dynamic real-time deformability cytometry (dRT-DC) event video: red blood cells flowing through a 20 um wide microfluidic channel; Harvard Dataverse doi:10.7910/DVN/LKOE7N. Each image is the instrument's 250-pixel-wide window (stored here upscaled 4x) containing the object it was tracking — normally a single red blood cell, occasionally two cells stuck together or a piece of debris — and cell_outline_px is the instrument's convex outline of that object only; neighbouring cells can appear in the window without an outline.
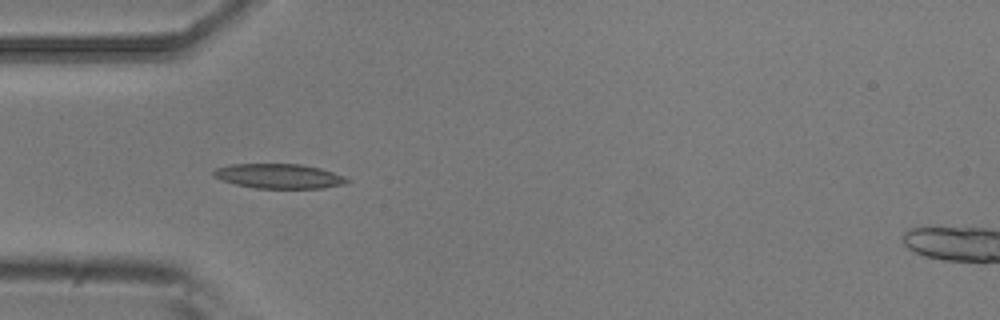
{"species": "common noctule bat (a hibernating species)", "species_latin": "Nyctalus noctula", "temperature_condition": "room temperature", "stored_images_in_passage": 5, "camera_frame_rate_fps": 3000, "um_per_image_px": 0.085, "animal": {"sex": "male", "body_mass_g": 20.5, "forearm_length_mm": 52.5}, "frame": {"image": 1, "passage_image": 4, "time_ms": 1.0, "image_size_px": [1000, 320], "cell_outline_px": [[352, 180], [344, 184], [324, 188], [256, 188], [236, 184], [212, 176], [212, 172], [216, 168], [232, 164], [300, 164], [320, 168], [344, 176]], "centroid_in_image_um": [23.73, 14.97], "position_along_channel_um": 61.3, "area_um2": 19.07}}
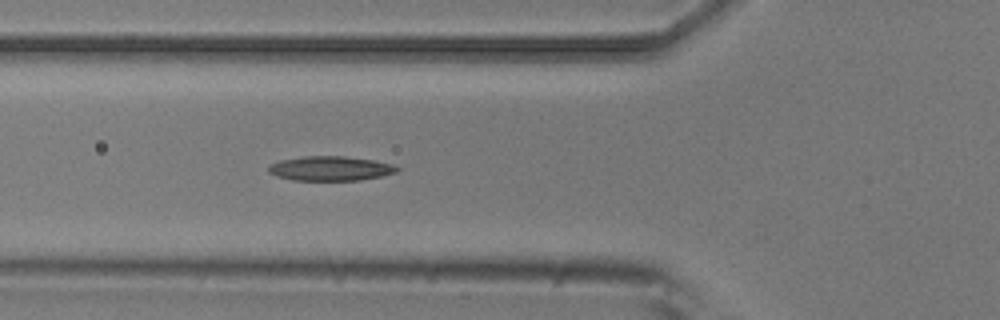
{"frame": {"image": 2, "passage_image": 5, "time_ms": 1.333, "image_size_px": [1000, 320], "cell_outline_px": [[400, 168], [396, 172], [380, 176], [360, 180], [292, 180], [276, 176], [268, 172], [268, 164], [280, 160], [304, 156], [344, 156], [376, 160], [392, 164]], "centroid_in_image_um": [28.06, 14.31], "position_along_channel_um": 97.7, "area_um2": 18.44}}